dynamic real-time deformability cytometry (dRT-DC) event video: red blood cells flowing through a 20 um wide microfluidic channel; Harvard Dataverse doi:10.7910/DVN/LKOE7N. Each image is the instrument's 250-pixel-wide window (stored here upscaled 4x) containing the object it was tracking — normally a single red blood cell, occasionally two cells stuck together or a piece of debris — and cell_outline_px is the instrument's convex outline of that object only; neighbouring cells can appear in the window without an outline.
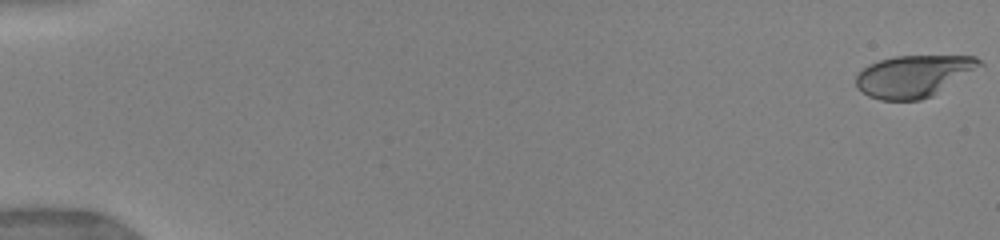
{"species": "human", "species_latin": "Homo sapiens", "temperature_condition": "warm", "stored_images_in_passage": 11, "camera_frame_rate_fps": 3000, "um_per_image_px": 0.085, "donor": {"sex": "female"}, "frame": {"image": 1, "passage_image": 1, "time_ms": 0.0, "image_size_px": [1000, 240], "cell_outline_px": [[984, 64], [932, 96], [920, 100], [880, 100], [868, 96], [856, 84], [856, 76], [864, 68], [880, 60], [896, 56], [976, 56]], "centroid_in_image_um": [77.67, 6.47], "position_along_channel_um": 7.3, "area_um2": 29.65}}
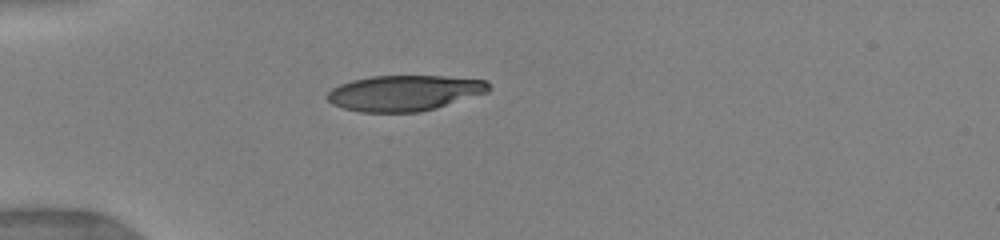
{"frame": {"image": 2, "passage_image": 9, "time_ms": 5.0, "image_size_px": [1000, 240], "cell_outline_px": [[488, 92], [436, 108], [420, 112], [360, 112], [344, 108], [332, 104], [324, 96], [332, 88], [340, 84], [352, 80], [372, 76], [444, 76], [488, 80]], "centroid_in_image_um": [34.34, 7.9], "position_along_channel_um": 50.7, "area_um2": 33.52}}